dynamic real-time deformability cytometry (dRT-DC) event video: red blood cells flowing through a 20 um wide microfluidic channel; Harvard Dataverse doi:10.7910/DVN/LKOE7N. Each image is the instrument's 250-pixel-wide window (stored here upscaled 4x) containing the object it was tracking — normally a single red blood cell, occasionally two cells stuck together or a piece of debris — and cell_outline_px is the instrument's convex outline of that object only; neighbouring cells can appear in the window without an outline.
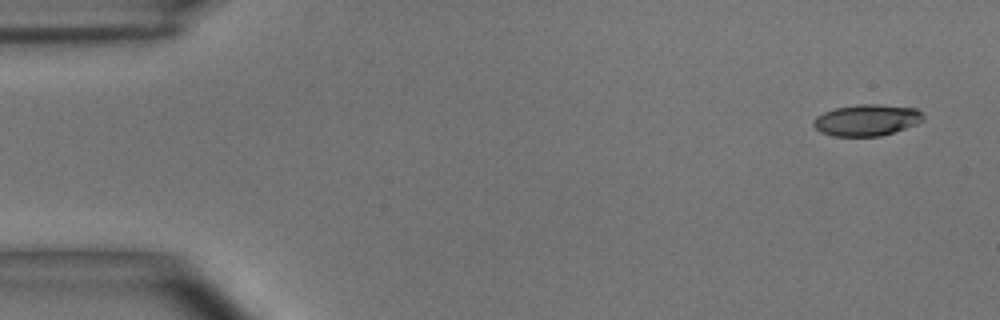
{"species": "common noctule bat (a hibernating species)", "species_latin": "Nyctalus noctula", "temperature_condition": "room temperature", "stored_images_in_passage": 4, "camera_frame_rate_fps": 3000, "um_per_image_px": 0.085, "animal": {"sex": "male", "body_mass_g": 15.6}, "frame": {"image": 1, "passage_image": 1, "time_ms": 0.0, "image_size_px": [1000, 320], "cell_outline_px": [[924, 120], [916, 124], [880, 136], [832, 136], [820, 132], [812, 124], [812, 120], [816, 116], [824, 112], [836, 108], [860, 104], [876, 104], [916, 108], [924, 116]], "centroid_in_image_um": [73.64, 10.21], "position_along_channel_um": 11.4, "area_um2": 20.0}}
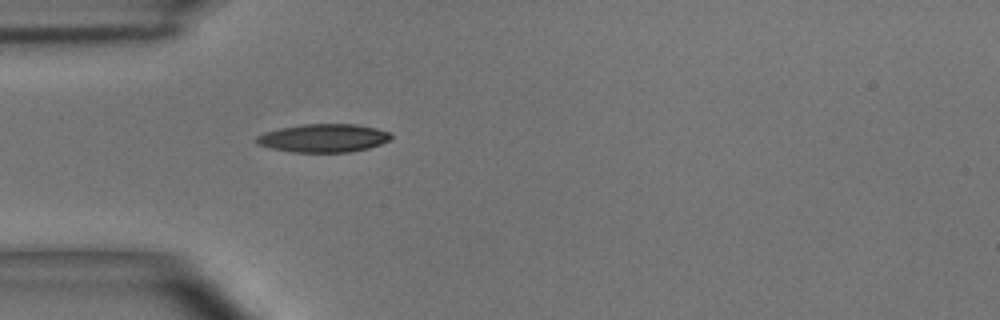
{"frame": {"image": 2, "passage_image": 4, "time_ms": 1.0, "image_size_px": [1000, 320], "cell_outline_px": [[392, 140], [368, 148], [352, 152], [292, 152], [272, 148], [256, 144], [256, 136], [280, 128], [300, 124], [356, 124], [376, 128], [388, 132], [392, 136]], "centroid_in_image_um": [27.52, 11.74], "position_along_channel_um": 57.5, "area_um2": 22.14}}